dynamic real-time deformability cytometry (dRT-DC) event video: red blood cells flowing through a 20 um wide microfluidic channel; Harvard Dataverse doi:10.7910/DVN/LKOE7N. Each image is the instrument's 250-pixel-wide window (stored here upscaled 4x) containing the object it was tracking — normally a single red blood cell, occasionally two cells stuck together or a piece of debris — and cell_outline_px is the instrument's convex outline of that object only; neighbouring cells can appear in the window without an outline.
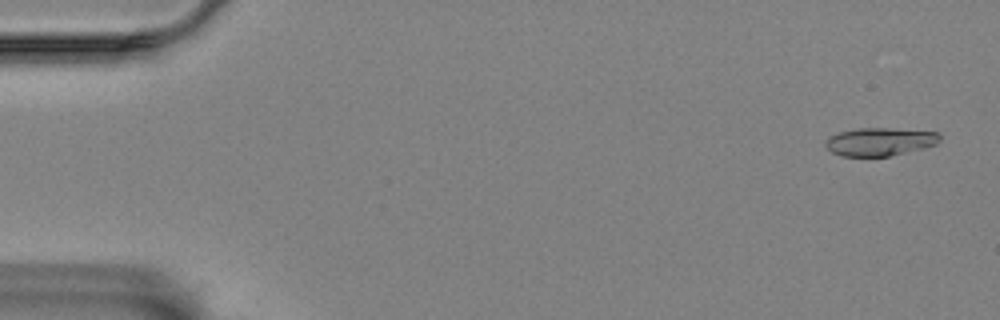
{"species": "Egyptian fruit bat (a non-hibernating species)", "species_latin": "Rousettus aegyptiacus", "temperature_condition": "room temperature", "stored_images_in_passage": 59, "segment_of_instrument_passage": [1, 2], "camera_frame_rate_fps": 3000, "um_per_image_px": 0.085, "animal": {"sex": "female"}, "frame": {"image": 1, "passage_image": 3, "time_ms": 0.667, "image_size_px": [1000, 320], "cell_outline_px": [[940, 140], [936, 144], [924, 148], [888, 156], [840, 156], [832, 152], [824, 144], [824, 140], [828, 136], [840, 132], [856, 128], [892, 128], [940, 132]], "centroid_in_image_um": [74.77, 12.03], "position_along_channel_um": 10.2, "area_um2": 18.84}}
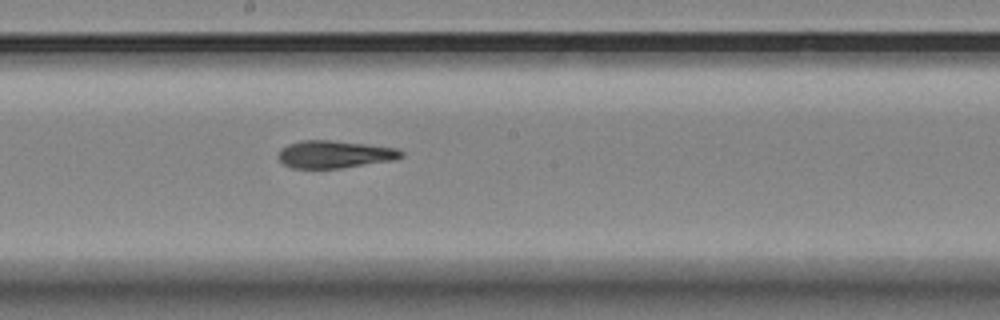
{"frame": {"image": 2, "passage_image": 32, "time_ms": 10.333, "image_size_px": [1000, 320], "cell_outline_px": [[404, 156], [396, 160], [340, 168], [292, 168], [284, 164], [280, 160], [280, 148], [288, 144], [300, 140], [328, 140], [364, 144], [396, 148], [404, 152]], "centroid_in_image_um": [28.47, 13.12], "position_along_channel_um": 219.7, "area_um2": 19.59}}
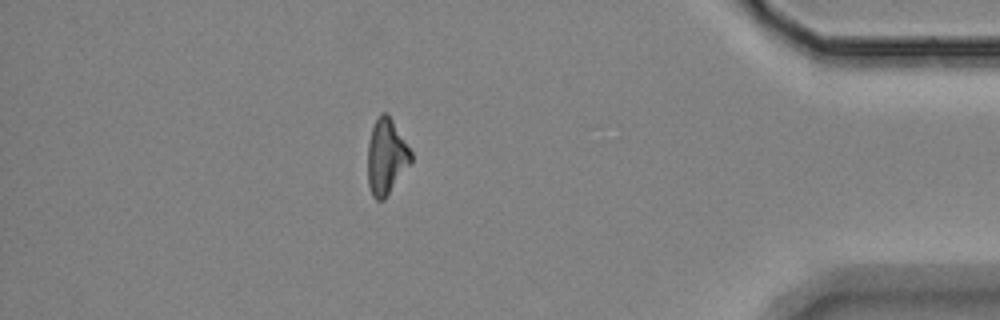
{"frame": {"image": 3, "passage_image": 51, "time_ms": 16.667, "image_size_px": [1000, 320], "cell_outline_px": [[412, 160], [384, 200], [376, 200], [372, 196], [368, 184], [368, 144], [372, 128], [380, 112], [388, 112], [412, 152]], "centroid_in_image_um": [32.83, 13.3], "position_along_channel_um": 402.4, "area_um2": 18.96}}